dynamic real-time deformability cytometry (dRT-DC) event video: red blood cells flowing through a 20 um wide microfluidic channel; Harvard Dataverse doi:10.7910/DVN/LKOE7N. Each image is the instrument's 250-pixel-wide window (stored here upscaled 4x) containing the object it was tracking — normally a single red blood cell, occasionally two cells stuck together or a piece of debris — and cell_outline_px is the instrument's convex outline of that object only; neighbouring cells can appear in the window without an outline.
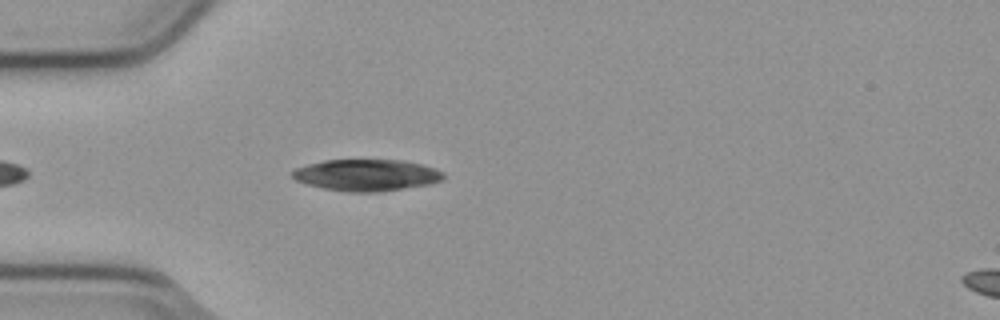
{"species": "common noctule bat (a hibernating species)", "species_latin": "Nyctalus noctula", "temperature_condition": "cold", "stored_images_in_passage": 23, "segment_of_instrument_passage": [1, 2], "camera_frame_rate_fps": 3000, "um_per_image_px": 0.085, "animal": {"sex": "male", "body_mass_g": 23.1, "forearm_length_mm": 52.7}, "frame": {"image": 1, "passage_image": 6, "time_ms": 1.667, "image_size_px": [1000, 320], "cell_outline_px": [[444, 180], [432, 184], [380, 192], [348, 192], [324, 188], [308, 184], [296, 180], [292, 176], [292, 172], [296, 168], [308, 164], [324, 160], [404, 160], [436, 168], [444, 172]], "centroid_in_image_um": [31.22, 14.88], "position_along_channel_um": 53.8, "area_um2": 27.92}}